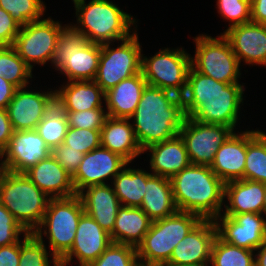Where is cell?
I'll return each instance as SVG.
<instances>
[{"label": "cell", "instance_id": "cell-24", "mask_svg": "<svg viewBox=\"0 0 266 266\" xmlns=\"http://www.w3.org/2000/svg\"><path fill=\"white\" fill-rule=\"evenodd\" d=\"M57 87L56 104L63 112L105 109V92L95 81H65Z\"/></svg>", "mask_w": 266, "mask_h": 266}, {"label": "cell", "instance_id": "cell-12", "mask_svg": "<svg viewBox=\"0 0 266 266\" xmlns=\"http://www.w3.org/2000/svg\"><path fill=\"white\" fill-rule=\"evenodd\" d=\"M68 24L62 26L51 16L21 26L13 47L24 62L34 70L50 62L54 56L57 38Z\"/></svg>", "mask_w": 266, "mask_h": 266}, {"label": "cell", "instance_id": "cell-19", "mask_svg": "<svg viewBox=\"0 0 266 266\" xmlns=\"http://www.w3.org/2000/svg\"><path fill=\"white\" fill-rule=\"evenodd\" d=\"M217 236L213 220L202 219L173 250L164 266L210 263L212 245Z\"/></svg>", "mask_w": 266, "mask_h": 266}, {"label": "cell", "instance_id": "cell-27", "mask_svg": "<svg viewBox=\"0 0 266 266\" xmlns=\"http://www.w3.org/2000/svg\"><path fill=\"white\" fill-rule=\"evenodd\" d=\"M101 146L120 155L130 164L143 154L130 119L108 116L101 128Z\"/></svg>", "mask_w": 266, "mask_h": 266}, {"label": "cell", "instance_id": "cell-4", "mask_svg": "<svg viewBox=\"0 0 266 266\" xmlns=\"http://www.w3.org/2000/svg\"><path fill=\"white\" fill-rule=\"evenodd\" d=\"M72 2L76 21L75 24H68L91 43H117L138 31V20L112 0L88 2L72 0Z\"/></svg>", "mask_w": 266, "mask_h": 266}, {"label": "cell", "instance_id": "cell-41", "mask_svg": "<svg viewBox=\"0 0 266 266\" xmlns=\"http://www.w3.org/2000/svg\"><path fill=\"white\" fill-rule=\"evenodd\" d=\"M68 126L72 128L101 130L108 117L106 109L64 112Z\"/></svg>", "mask_w": 266, "mask_h": 266}, {"label": "cell", "instance_id": "cell-36", "mask_svg": "<svg viewBox=\"0 0 266 266\" xmlns=\"http://www.w3.org/2000/svg\"><path fill=\"white\" fill-rule=\"evenodd\" d=\"M69 126L63 110L55 103L37 124L36 131L52 150L63 143Z\"/></svg>", "mask_w": 266, "mask_h": 266}, {"label": "cell", "instance_id": "cell-42", "mask_svg": "<svg viewBox=\"0 0 266 266\" xmlns=\"http://www.w3.org/2000/svg\"><path fill=\"white\" fill-rule=\"evenodd\" d=\"M27 233L24 227L0 203V247L17 243Z\"/></svg>", "mask_w": 266, "mask_h": 266}, {"label": "cell", "instance_id": "cell-8", "mask_svg": "<svg viewBox=\"0 0 266 266\" xmlns=\"http://www.w3.org/2000/svg\"><path fill=\"white\" fill-rule=\"evenodd\" d=\"M84 213L78 194L65 198H50L40 226L33 232L48 239L49 251L59 261L72 248L79 219ZM47 237V238H46Z\"/></svg>", "mask_w": 266, "mask_h": 266}, {"label": "cell", "instance_id": "cell-48", "mask_svg": "<svg viewBox=\"0 0 266 266\" xmlns=\"http://www.w3.org/2000/svg\"><path fill=\"white\" fill-rule=\"evenodd\" d=\"M251 21L266 24V0H251Z\"/></svg>", "mask_w": 266, "mask_h": 266}, {"label": "cell", "instance_id": "cell-51", "mask_svg": "<svg viewBox=\"0 0 266 266\" xmlns=\"http://www.w3.org/2000/svg\"><path fill=\"white\" fill-rule=\"evenodd\" d=\"M3 171H4V168H3V165H2V156H1V153H0V176H1Z\"/></svg>", "mask_w": 266, "mask_h": 266}, {"label": "cell", "instance_id": "cell-14", "mask_svg": "<svg viewBox=\"0 0 266 266\" xmlns=\"http://www.w3.org/2000/svg\"><path fill=\"white\" fill-rule=\"evenodd\" d=\"M55 103L56 93L53 89L33 90L31 85L18 88L7 107L13 130L36 129Z\"/></svg>", "mask_w": 266, "mask_h": 266}, {"label": "cell", "instance_id": "cell-52", "mask_svg": "<svg viewBox=\"0 0 266 266\" xmlns=\"http://www.w3.org/2000/svg\"><path fill=\"white\" fill-rule=\"evenodd\" d=\"M264 215L266 216V190L264 194Z\"/></svg>", "mask_w": 266, "mask_h": 266}, {"label": "cell", "instance_id": "cell-18", "mask_svg": "<svg viewBox=\"0 0 266 266\" xmlns=\"http://www.w3.org/2000/svg\"><path fill=\"white\" fill-rule=\"evenodd\" d=\"M51 155V149L34 130L13 131L7 148L1 153L4 170L24 173Z\"/></svg>", "mask_w": 266, "mask_h": 266}, {"label": "cell", "instance_id": "cell-44", "mask_svg": "<svg viewBox=\"0 0 266 266\" xmlns=\"http://www.w3.org/2000/svg\"><path fill=\"white\" fill-rule=\"evenodd\" d=\"M21 25L0 7V46H13Z\"/></svg>", "mask_w": 266, "mask_h": 266}, {"label": "cell", "instance_id": "cell-20", "mask_svg": "<svg viewBox=\"0 0 266 266\" xmlns=\"http://www.w3.org/2000/svg\"><path fill=\"white\" fill-rule=\"evenodd\" d=\"M229 41L241 65L266 67V24L248 22L222 33Z\"/></svg>", "mask_w": 266, "mask_h": 266}, {"label": "cell", "instance_id": "cell-35", "mask_svg": "<svg viewBox=\"0 0 266 266\" xmlns=\"http://www.w3.org/2000/svg\"><path fill=\"white\" fill-rule=\"evenodd\" d=\"M211 266H255L253 250L231 245L216 236L211 250Z\"/></svg>", "mask_w": 266, "mask_h": 266}, {"label": "cell", "instance_id": "cell-7", "mask_svg": "<svg viewBox=\"0 0 266 266\" xmlns=\"http://www.w3.org/2000/svg\"><path fill=\"white\" fill-rule=\"evenodd\" d=\"M202 220L194 213L177 211L152 221L143 241L137 246L138 261L148 266H164L174 247Z\"/></svg>", "mask_w": 266, "mask_h": 266}, {"label": "cell", "instance_id": "cell-9", "mask_svg": "<svg viewBox=\"0 0 266 266\" xmlns=\"http://www.w3.org/2000/svg\"><path fill=\"white\" fill-rule=\"evenodd\" d=\"M216 37L199 34L193 37L195 54L191 66L201 74L223 83H240L241 65L228 39L220 32Z\"/></svg>", "mask_w": 266, "mask_h": 266}, {"label": "cell", "instance_id": "cell-26", "mask_svg": "<svg viewBox=\"0 0 266 266\" xmlns=\"http://www.w3.org/2000/svg\"><path fill=\"white\" fill-rule=\"evenodd\" d=\"M246 130L234 131L216 152L211 170L224 182L244 179Z\"/></svg>", "mask_w": 266, "mask_h": 266}, {"label": "cell", "instance_id": "cell-53", "mask_svg": "<svg viewBox=\"0 0 266 266\" xmlns=\"http://www.w3.org/2000/svg\"><path fill=\"white\" fill-rule=\"evenodd\" d=\"M137 266H148V265H144V264L139 263Z\"/></svg>", "mask_w": 266, "mask_h": 266}, {"label": "cell", "instance_id": "cell-22", "mask_svg": "<svg viewBox=\"0 0 266 266\" xmlns=\"http://www.w3.org/2000/svg\"><path fill=\"white\" fill-rule=\"evenodd\" d=\"M145 153L150 157L148 160L150 172L168 179L191 164L180 135L146 147L143 150V154Z\"/></svg>", "mask_w": 266, "mask_h": 266}, {"label": "cell", "instance_id": "cell-17", "mask_svg": "<svg viewBox=\"0 0 266 266\" xmlns=\"http://www.w3.org/2000/svg\"><path fill=\"white\" fill-rule=\"evenodd\" d=\"M112 243L110 234L87 213L79 219L75 239L70 251L59 261L60 266H68L76 260L78 266H88L94 262ZM75 260H74V259Z\"/></svg>", "mask_w": 266, "mask_h": 266}, {"label": "cell", "instance_id": "cell-1", "mask_svg": "<svg viewBox=\"0 0 266 266\" xmlns=\"http://www.w3.org/2000/svg\"><path fill=\"white\" fill-rule=\"evenodd\" d=\"M244 83H223L190 66L185 93L181 96L186 117L202 123L238 126L244 103Z\"/></svg>", "mask_w": 266, "mask_h": 266}, {"label": "cell", "instance_id": "cell-29", "mask_svg": "<svg viewBox=\"0 0 266 266\" xmlns=\"http://www.w3.org/2000/svg\"><path fill=\"white\" fill-rule=\"evenodd\" d=\"M152 220L140 207L121 206L116 215L112 242L127 244L137 248L149 231Z\"/></svg>", "mask_w": 266, "mask_h": 266}, {"label": "cell", "instance_id": "cell-28", "mask_svg": "<svg viewBox=\"0 0 266 266\" xmlns=\"http://www.w3.org/2000/svg\"><path fill=\"white\" fill-rule=\"evenodd\" d=\"M142 72L122 80L105 92V109L109 117L130 119L147 86Z\"/></svg>", "mask_w": 266, "mask_h": 266}, {"label": "cell", "instance_id": "cell-25", "mask_svg": "<svg viewBox=\"0 0 266 266\" xmlns=\"http://www.w3.org/2000/svg\"><path fill=\"white\" fill-rule=\"evenodd\" d=\"M24 173L50 198H65L76 195L72 176L52 155L30 167Z\"/></svg>", "mask_w": 266, "mask_h": 266}, {"label": "cell", "instance_id": "cell-45", "mask_svg": "<svg viewBox=\"0 0 266 266\" xmlns=\"http://www.w3.org/2000/svg\"><path fill=\"white\" fill-rule=\"evenodd\" d=\"M20 240L0 247V266H19Z\"/></svg>", "mask_w": 266, "mask_h": 266}, {"label": "cell", "instance_id": "cell-31", "mask_svg": "<svg viewBox=\"0 0 266 266\" xmlns=\"http://www.w3.org/2000/svg\"><path fill=\"white\" fill-rule=\"evenodd\" d=\"M130 163L114 177L111 185L122 206L140 207L146 191L147 178L152 174L149 170L129 167Z\"/></svg>", "mask_w": 266, "mask_h": 266}, {"label": "cell", "instance_id": "cell-6", "mask_svg": "<svg viewBox=\"0 0 266 266\" xmlns=\"http://www.w3.org/2000/svg\"><path fill=\"white\" fill-rule=\"evenodd\" d=\"M101 56V44L87 41L69 24L57 38L50 67L67 81H94Z\"/></svg>", "mask_w": 266, "mask_h": 266}, {"label": "cell", "instance_id": "cell-40", "mask_svg": "<svg viewBox=\"0 0 266 266\" xmlns=\"http://www.w3.org/2000/svg\"><path fill=\"white\" fill-rule=\"evenodd\" d=\"M63 144L86 154L101 146V130L69 127Z\"/></svg>", "mask_w": 266, "mask_h": 266}, {"label": "cell", "instance_id": "cell-21", "mask_svg": "<svg viewBox=\"0 0 266 266\" xmlns=\"http://www.w3.org/2000/svg\"><path fill=\"white\" fill-rule=\"evenodd\" d=\"M265 190L266 184L247 179L225 183L226 200L222 215L233 217L235 214L248 212L264 214Z\"/></svg>", "mask_w": 266, "mask_h": 266}, {"label": "cell", "instance_id": "cell-23", "mask_svg": "<svg viewBox=\"0 0 266 266\" xmlns=\"http://www.w3.org/2000/svg\"><path fill=\"white\" fill-rule=\"evenodd\" d=\"M84 212L107 233L113 231L116 215L122 206L111 184L91 185L78 193Z\"/></svg>", "mask_w": 266, "mask_h": 266}, {"label": "cell", "instance_id": "cell-37", "mask_svg": "<svg viewBox=\"0 0 266 266\" xmlns=\"http://www.w3.org/2000/svg\"><path fill=\"white\" fill-rule=\"evenodd\" d=\"M0 7L21 26L42 19L47 10L43 0H0Z\"/></svg>", "mask_w": 266, "mask_h": 266}, {"label": "cell", "instance_id": "cell-32", "mask_svg": "<svg viewBox=\"0 0 266 266\" xmlns=\"http://www.w3.org/2000/svg\"><path fill=\"white\" fill-rule=\"evenodd\" d=\"M244 179L266 184V136L259 129H246Z\"/></svg>", "mask_w": 266, "mask_h": 266}, {"label": "cell", "instance_id": "cell-54", "mask_svg": "<svg viewBox=\"0 0 266 266\" xmlns=\"http://www.w3.org/2000/svg\"><path fill=\"white\" fill-rule=\"evenodd\" d=\"M265 136H266V133H265V131H263V130H260Z\"/></svg>", "mask_w": 266, "mask_h": 266}, {"label": "cell", "instance_id": "cell-10", "mask_svg": "<svg viewBox=\"0 0 266 266\" xmlns=\"http://www.w3.org/2000/svg\"><path fill=\"white\" fill-rule=\"evenodd\" d=\"M142 51L141 72L149 86L165 89L182 96L186 90L191 54L183 47L160 48L152 56Z\"/></svg>", "mask_w": 266, "mask_h": 266}, {"label": "cell", "instance_id": "cell-15", "mask_svg": "<svg viewBox=\"0 0 266 266\" xmlns=\"http://www.w3.org/2000/svg\"><path fill=\"white\" fill-rule=\"evenodd\" d=\"M217 236L231 245L255 251L266 242V216L257 213L220 214L214 220Z\"/></svg>", "mask_w": 266, "mask_h": 266}, {"label": "cell", "instance_id": "cell-43", "mask_svg": "<svg viewBox=\"0 0 266 266\" xmlns=\"http://www.w3.org/2000/svg\"><path fill=\"white\" fill-rule=\"evenodd\" d=\"M51 155L71 176L77 171L84 156L82 152L74 150L63 143L53 148Z\"/></svg>", "mask_w": 266, "mask_h": 266}, {"label": "cell", "instance_id": "cell-47", "mask_svg": "<svg viewBox=\"0 0 266 266\" xmlns=\"http://www.w3.org/2000/svg\"><path fill=\"white\" fill-rule=\"evenodd\" d=\"M18 88L0 76V109H7Z\"/></svg>", "mask_w": 266, "mask_h": 266}, {"label": "cell", "instance_id": "cell-11", "mask_svg": "<svg viewBox=\"0 0 266 266\" xmlns=\"http://www.w3.org/2000/svg\"><path fill=\"white\" fill-rule=\"evenodd\" d=\"M138 35L136 31L130 37L118 41L117 47L113 42L101 44V56L94 81L104 92L141 72L143 50Z\"/></svg>", "mask_w": 266, "mask_h": 266}, {"label": "cell", "instance_id": "cell-34", "mask_svg": "<svg viewBox=\"0 0 266 266\" xmlns=\"http://www.w3.org/2000/svg\"><path fill=\"white\" fill-rule=\"evenodd\" d=\"M48 249L44 237L28 232L20 239L19 266H60Z\"/></svg>", "mask_w": 266, "mask_h": 266}, {"label": "cell", "instance_id": "cell-33", "mask_svg": "<svg viewBox=\"0 0 266 266\" xmlns=\"http://www.w3.org/2000/svg\"><path fill=\"white\" fill-rule=\"evenodd\" d=\"M32 72L33 70L18 55L13 46H0L1 77H4L17 88H24L32 85L30 81L35 78Z\"/></svg>", "mask_w": 266, "mask_h": 266}, {"label": "cell", "instance_id": "cell-46", "mask_svg": "<svg viewBox=\"0 0 266 266\" xmlns=\"http://www.w3.org/2000/svg\"><path fill=\"white\" fill-rule=\"evenodd\" d=\"M13 131L7 109H0V153L7 148Z\"/></svg>", "mask_w": 266, "mask_h": 266}, {"label": "cell", "instance_id": "cell-3", "mask_svg": "<svg viewBox=\"0 0 266 266\" xmlns=\"http://www.w3.org/2000/svg\"><path fill=\"white\" fill-rule=\"evenodd\" d=\"M170 181L178 211L194 213L210 220L222 214L225 183L210 166L190 164Z\"/></svg>", "mask_w": 266, "mask_h": 266}, {"label": "cell", "instance_id": "cell-50", "mask_svg": "<svg viewBox=\"0 0 266 266\" xmlns=\"http://www.w3.org/2000/svg\"><path fill=\"white\" fill-rule=\"evenodd\" d=\"M186 266H211L210 263H198V264H189Z\"/></svg>", "mask_w": 266, "mask_h": 266}, {"label": "cell", "instance_id": "cell-5", "mask_svg": "<svg viewBox=\"0 0 266 266\" xmlns=\"http://www.w3.org/2000/svg\"><path fill=\"white\" fill-rule=\"evenodd\" d=\"M50 197L25 173L4 170L0 176V203L24 229L33 233L42 223Z\"/></svg>", "mask_w": 266, "mask_h": 266}, {"label": "cell", "instance_id": "cell-30", "mask_svg": "<svg viewBox=\"0 0 266 266\" xmlns=\"http://www.w3.org/2000/svg\"><path fill=\"white\" fill-rule=\"evenodd\" d=\"M140 208L152 221L175 214L178 209L173 199L170 179L151 174L146 181V191Z\"/></svg>", "mask_w": 266, "mask_h": 266}, {"label": "cell", "instance_id": "cell-13", "mask_svg": "<svg viewBox=\"0 0 266 266\" xmlns=\"http://www.w3.org/2000/svg\"><path fill=\"white\" fill-rule=\"evenodd\" d=\"M233 132L229 126L202 123L186 117L179 135L191 164L211 166L219 147Z\"/></svg>", "mask_w": 266, "mask_h": 266}, {"label": "cell", "instance_id": "cell-39", "mask_svg": "<svg viewBox=\"0 0 266 266\" xmlns=\"http://www.w3.org/2000/svg\"><path fill=\"white\" fill-rule=\"evenodd\" d=\"M217 13L228 22V29L251 21V0H217Z\"/></svg>", "mask_w": 266, "mask_h": 266}, {"label": "cell", "instance_id": "cell-38", "mask_svg": "<svg viewBox=\"0 0 266 266\" xmlns=\"http://www.w3.org/2000/svg\"><path fill=\"white\" fill-rule=\"evenodd\" d=\"M137 248L112 242L109 247L88 266H137Z\"/></svg>", "mask_w": 266, "mask_h": 266}, {"label": "cell", "instance_id": "cell-2", "mask_svg": "<svg viewBox=\"0 0 266 266\" xmlns=\"http://www.w3.org/2000/svg\"><path fill=\"white\" fill-rule=\"evenodd\" d=\"M186 114L182 98L175 93L147 85L130 118L142 150L179 135Z\"/></svg>", "mask_w": 266, "mask_h": 266}, {"label": "cell", "instance_id": "cell-16", "mask_svg": "<svg viewBox=\"0 0 266 266\" xmlns=\"http://www.w3.org/2000/svg\"><path fill=\"white\" fill-rule=\"evenodd\" d=\"M120 155L102 146L84 154L72 183L76 194L91 185L108 184L127 165Z\"/></svg>", "mask_w": 266, "mask_h": 266}, {"label": "cell", "instance_id": "cell-49", "mask_svg": "<svg viewBox=\"0 0 266 266\" xmlns=\"http://www.w3.org/2000/svg\"><path fill=\"white\" fill-rule=\"evenodd\" d=\"M255 266H266V242L255 251Z\"/></svg>", "mask_w": 266, "mask_h": 266}]
</instances>
